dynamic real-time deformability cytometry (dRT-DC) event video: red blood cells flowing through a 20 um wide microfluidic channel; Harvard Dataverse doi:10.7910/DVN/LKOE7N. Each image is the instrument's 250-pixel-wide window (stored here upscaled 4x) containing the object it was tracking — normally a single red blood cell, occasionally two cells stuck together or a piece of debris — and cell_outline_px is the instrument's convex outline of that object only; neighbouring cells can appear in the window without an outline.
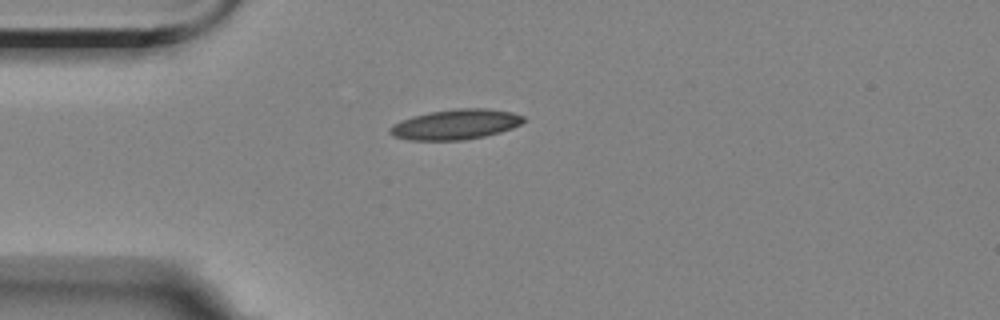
{"species": "Egyptian fruit bat (a non-hibernating species)", "species_latin": "Rousettus aegyptiacus", "temperature_condition": "room temperature", "stored_images_in_passage": 1, "camera_frame_rate_fps": 3000, "um_per_image_px": 0.085, "animal": {"sex": "female"}, "frame": {"image": 1, "passage_image": 1, "time_ms": 0.0, "image_size_px": [1000, 320], "cell_outline_px": [[524, 120], [520, 124], [512, 128], [500, 132], [484, 136], [464, 140], [408, 140], [392, 136], [388, 132], [388, 128], [392, 124], [400, 120], [412, 116], [428, 112], [456, 108], [488, 108], [512, 112], [524, 116]], "centroid_in_image_um": [38.68, 10.57], "position_along_channel_um": 46.3, "area_um2": 23.7}}